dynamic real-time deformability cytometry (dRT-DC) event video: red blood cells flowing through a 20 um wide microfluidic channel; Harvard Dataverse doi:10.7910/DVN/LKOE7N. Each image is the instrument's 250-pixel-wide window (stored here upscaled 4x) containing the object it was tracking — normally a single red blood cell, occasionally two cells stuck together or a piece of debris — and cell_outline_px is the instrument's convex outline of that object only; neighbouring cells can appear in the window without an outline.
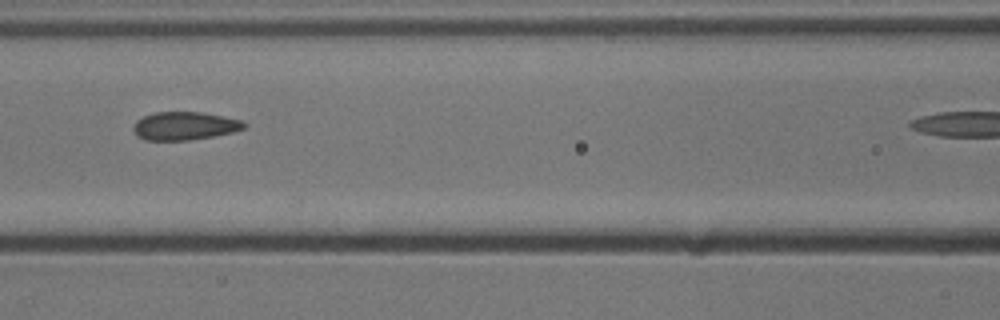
{"species": "common noctule bat (a hibernating species)", "species_latin": "Nyctalus noctula", "temperature_condition": "cold", "stored_images_in_passage": 10, "camera_frame_rate_fps": 3000, "um_per_image_px": 0.085, "animal": {"sex": "male", "body_mass_g": 13.3}, "frame": {"image": 1, "passage_image": 9, "time_ms": 2.667, "image_size_px": [1000, 320], "cell_outline_px": [[248, 124], [244, 128], [232, 132], [212, 136], [188, 140], [144, 140], [136, 136], [132, 128], [136, 120], [144, 116], [156, 112], [200, 112], [224, 116], [244, 120]], "centroid_in_image_um": [15.69, 10.7], "position_along_channel_um": 150.9, "area_um2": 18.26}}